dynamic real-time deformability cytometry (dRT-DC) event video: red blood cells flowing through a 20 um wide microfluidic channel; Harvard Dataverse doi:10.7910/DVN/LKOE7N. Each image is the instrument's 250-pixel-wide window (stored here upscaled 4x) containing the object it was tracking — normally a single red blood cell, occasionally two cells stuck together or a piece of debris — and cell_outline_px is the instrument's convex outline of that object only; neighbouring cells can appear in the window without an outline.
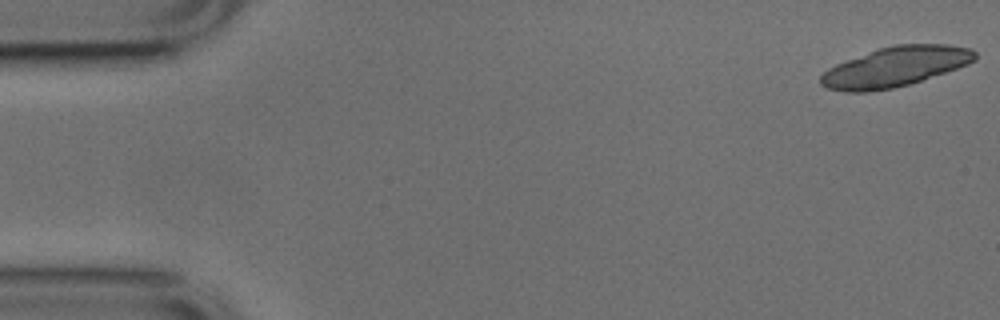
{"species": "common noctule bat (a hibernating species)", "species_latin": "Nyctalus noctula", "temperature_condition": "cold", "stored_images_in_passage": 30, "camera_frame_rate_fps": 3000, "um_per_image_px": 0.085, "animal": {"sex": "male", "body_mass_g": 17.9, "forearm_length_mm": 54.2}, "frame": {"image": 1, "passage_image": 1, "time_ms": 0.0, "image_size_px": [1000, 320], "cell_outline_px": [[976, 60], [968, 64], [908, 84], [892, 88], [868, 92], [844, 92], [828, 88], [820, 84], [820, 76], [828, 68], [836, 64], [880, 48], [892, 44], [948, 44], [972, 48], [976, 52]], "centroid_in_image_um": [76.09, 5.67], "position_along_channel_um": 8.9, "area_um2": 35.55}}